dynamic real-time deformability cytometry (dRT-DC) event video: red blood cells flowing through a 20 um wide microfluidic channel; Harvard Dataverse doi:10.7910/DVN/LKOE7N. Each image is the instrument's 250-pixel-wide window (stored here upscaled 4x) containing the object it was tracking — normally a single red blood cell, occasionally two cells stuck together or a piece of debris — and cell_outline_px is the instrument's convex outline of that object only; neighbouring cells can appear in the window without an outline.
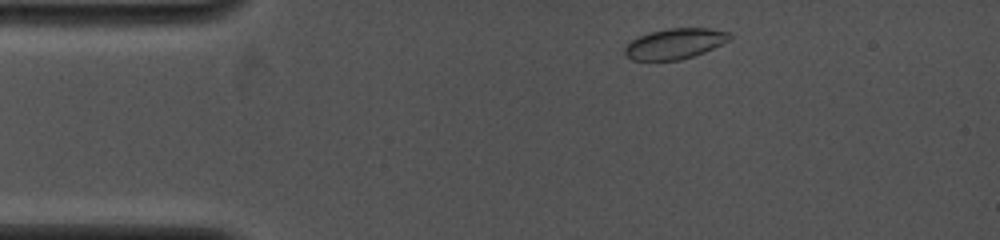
{"species": "common noctule bat (a hibernating species)", "species_latin": "Nyctalus noctula", "temperature_condition": "cold", "stored_images_in_passage": 68, "camera_frame_rate_fps": 4000, "um_per_image_px": 0.085, "animal": {"sex": "female", "body_mass_g": 19.0, "forearm_length_mm": 53.3}, "frame": {"image": 1, "passage_image": 4, "time_ms": 0.5, "image_size_px": [1000, 240], "cell_outline_px": [[732, 36], [728, 40], [704, 52], [680, 60], [632, 60], [624, 52], [624, 48], [632, 40], [648, 32], [668, 28], [708, 28], [728, 32]], "centroid_in_image_um": [57.34, 3.71], "position_along_channel_um": 27.7, "area_um2": 18.38}}
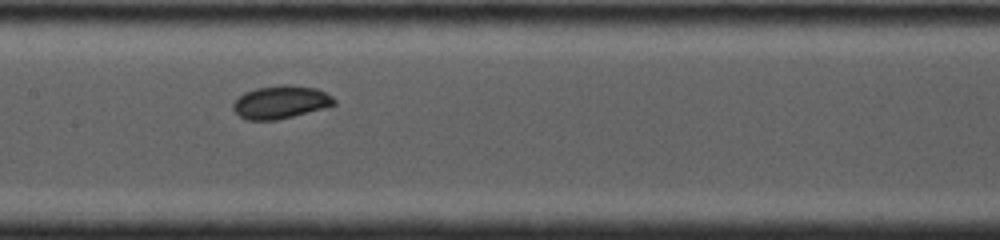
{"frame": {"image": 2, "passage_image": 31, "time_ms": 5.5, "image_size_px": [1000, 240], "cell_outline_px": [[336, 104], [324, 108], [276, 120], [248, 120], [240, 116], [232, 108], [232, 104], [244, 92], [256, 88], [280, 84], [288, 84], [316, 88], [332, 96], [336, 100]], "centroid_in_image_um": [23.86, 8.67], "position_along_channel_um": 183.5, "area_um2": 19.36}}
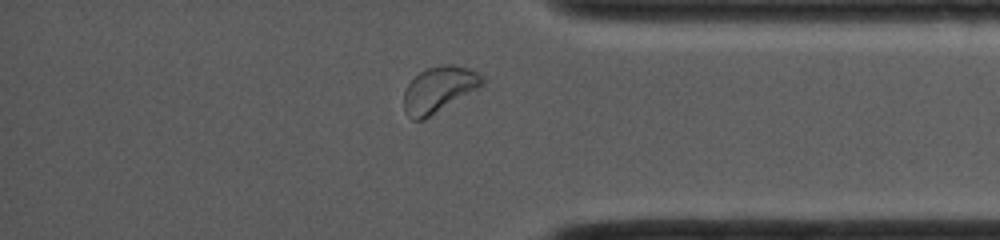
{"frame": {"image": 3, "passage_image": 60, "time_ms": 10.75, "image_size_px": [1000, 240], "cell_outline_px": [[484, 84], [480, 88], [424, 120], [412, 120], [404, 112], [404, 92], [408, 84], [420, 72], [428, 68], [440, 64], [452, 64], [468, 68], [480, 72], [484, 76]], "centroid_in_image_um": [37.34, 7.6], "position_along_channel_um": 397.9, "area_um2": 21.21}, "authors_computed_cell_mechanics": {"area_um2": 19.1896, "velocity_mm_per_s": 4.1362, "shape_relaxation_time_tau1_ms": 1.4348, "shape_relaxation_time_tau2_ms": null, "deformation_change_tau1": 0.0581, "deformation_change_tau2": null}}